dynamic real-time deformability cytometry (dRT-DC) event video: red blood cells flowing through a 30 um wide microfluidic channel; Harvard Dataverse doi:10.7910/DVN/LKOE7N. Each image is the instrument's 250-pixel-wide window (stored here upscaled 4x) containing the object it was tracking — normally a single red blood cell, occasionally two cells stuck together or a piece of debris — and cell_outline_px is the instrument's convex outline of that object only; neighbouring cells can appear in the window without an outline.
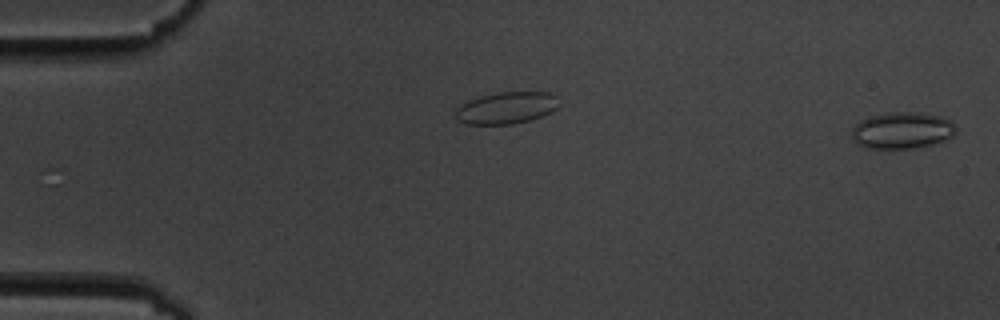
{"species": "common noctule bat (a hibernating species)", "species_latin": "Nyctalus noctula", "temperature_condition": "cold", "stored_images_in_passage": 5, "camera_frame_rate_fps": 3000, "um_per_image_px": 0.085, "animal": {"sex": "male", "body_mass_g": 19.5, "forearm_length_mm": 54.6}, "frame": {"image": 1, "passage_image": 5, "time_ms": 5.333, "image_size_px": [1000, 320], "cell_outline_px": [[956, 132], [948, 140], [936, 144], [916, 148], [864, 148], [856, 144], [852, 140], [852, 128], [860, 120], [868, 116], [892, 112], [912, 112], [940, 116], [952, 120], [956, 128]], "centroid_in_image_um": [76.69, 11.1], "position_along_channel_um": 8.3, "area_um2": 22.6}}